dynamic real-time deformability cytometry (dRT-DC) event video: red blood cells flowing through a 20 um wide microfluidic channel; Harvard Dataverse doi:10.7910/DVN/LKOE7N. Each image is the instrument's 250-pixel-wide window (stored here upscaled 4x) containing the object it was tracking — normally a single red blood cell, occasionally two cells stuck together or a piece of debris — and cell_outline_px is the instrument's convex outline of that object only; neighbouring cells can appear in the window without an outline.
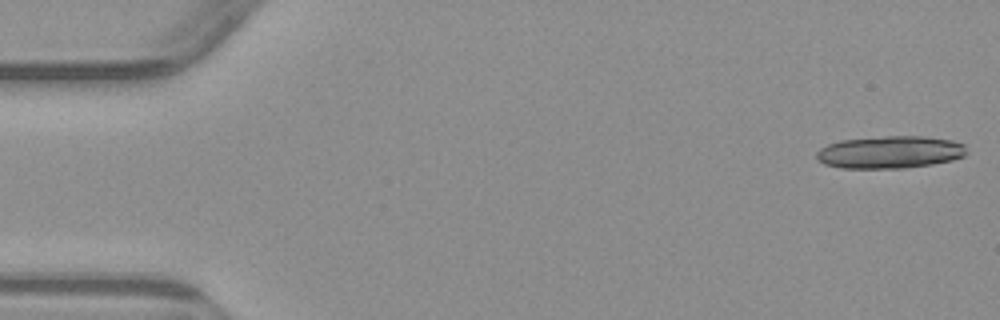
{"species": "common noctule bat (a hibernating species)", "species_latin": "Nyctalus noctula", "temperature_condition": "warm", "stored_images_in_passage": 5, "camera_frame_rate_fps": 3000, "um_per_image_px": 0.085, "animal": {"sex": "male", "body_mass_g": 23.1, "forearm_length_mm": 52.7}, "frame": {"image": 1, "passage_image": 1, "time_ms": 0.0, "image_size_px": [1000, 320], "cell_outline_px": [[968, 152], [964, 156], [952, 160], [932, 164], [904, 168], [840, 168], [824, 164], [816, 160], [816, 152], [820, 148], [828, 144], [840, 140], [884, 136], [924, 136], [952, 140], [964, 144]], "centroid_in_image_um": [75.64, 12.93], "position_along_channel_um": 9.4, "area_um2": 28.61}}